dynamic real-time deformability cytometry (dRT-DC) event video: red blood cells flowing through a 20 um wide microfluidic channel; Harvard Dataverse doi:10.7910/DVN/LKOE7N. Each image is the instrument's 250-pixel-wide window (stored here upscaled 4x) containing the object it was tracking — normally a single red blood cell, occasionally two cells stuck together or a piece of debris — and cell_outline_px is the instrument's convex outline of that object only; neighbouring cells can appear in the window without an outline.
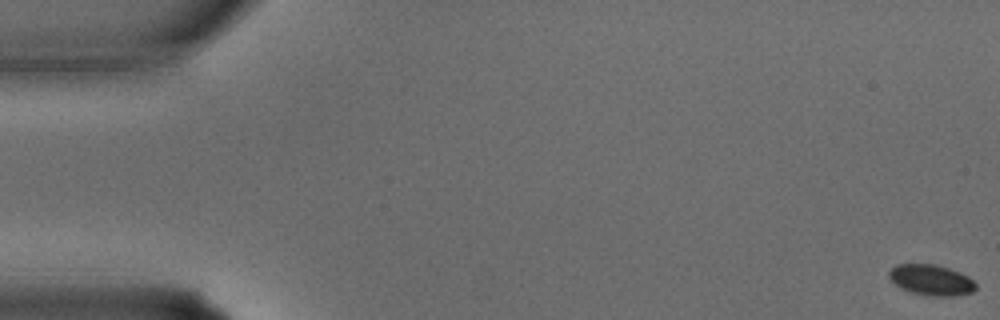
{"species": "common noctule bat (a hibernating species)", "species_latin": "Nyctalus noctula", "temperature_condition": "warm", "stored_images_in_passage": 38, "camera_frame_rate_fps": 3000, "um_per_image_px": 0.085, "animal": {"sex": "male", "body_mass_g": 15.6}, "frame": {"image": 1, "passage_image": 1, "time_ms": 0.0, "image_size_px": [1000, 320], "cell_outline_px": [[976, 288], [972, 292], [952, 296], [928, 296], [912, 292], [900, 288], [888, 276], [888, 272], [896, 264], [936, 264], [960, 272], [968, 276], [976, 284]], "centroid_in_image_um": [79.15, 23.79], "position_along_channel_um": 5.9, "area_um2": 15.49}}
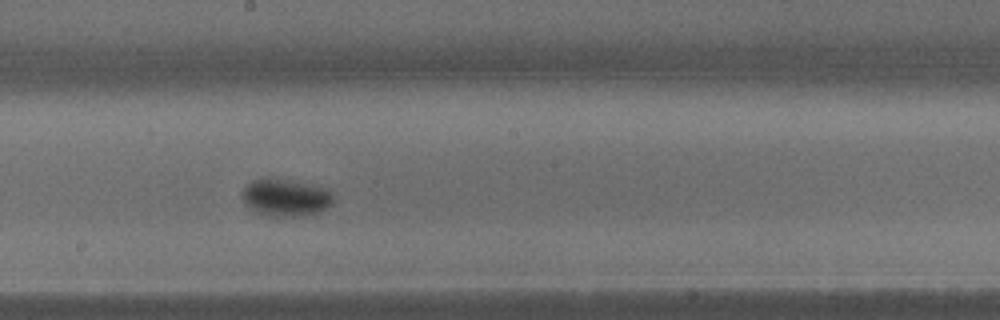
{"frame": {"image": 2, "passage_image": 21, "time_ms": 6.667, "image_size_px": [1000, 320], "cell_outline_px": [[332, 204], [308, 216], [268, 216], [256, 212], [248, 208], [244, 204], [240, 192], [252, 180], [284, 180], [312, 184], [328, 188], [332, 196]], "centroid_in_image_um": [24.25, 16.82], "position_along_channel_um": 223.9, "area_um2": 19.59}}
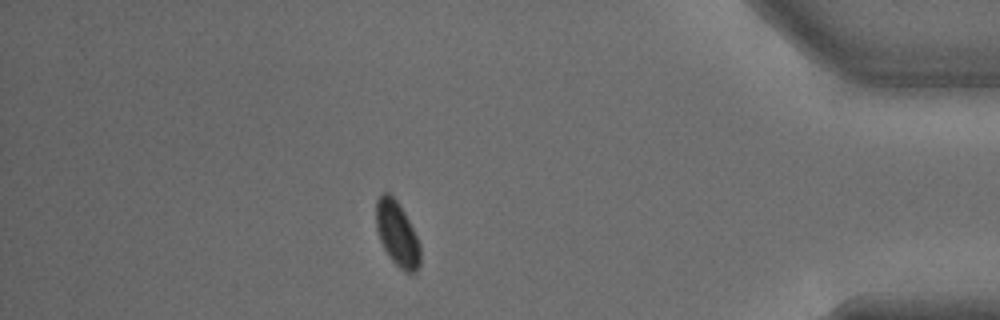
{"frame": {"image": 3, "passage_image": 33, "time_ms": 10.667, "image_size_px": [1000, 320], "cell_outline_px": [[420, 264], [416, 272], [404, 272], [388, 256], [380, 240], [376, 228], [376, 200], [384, 192], [388, 192], [396, 200], [404, 212], [420, 244]], "centroid_in_image_um": [33.75, 19.89], "position_along_channel_um": 401.5, "area_um2": 16.47}}